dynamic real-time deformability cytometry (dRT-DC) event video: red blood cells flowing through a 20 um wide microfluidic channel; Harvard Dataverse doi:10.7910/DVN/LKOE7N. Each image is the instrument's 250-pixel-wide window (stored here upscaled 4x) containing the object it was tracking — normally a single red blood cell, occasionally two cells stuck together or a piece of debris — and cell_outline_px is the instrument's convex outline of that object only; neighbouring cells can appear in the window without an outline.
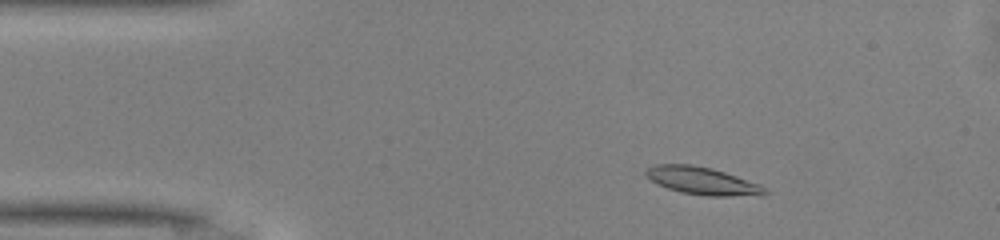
{"species": "common noctule bat (a hibernating species)", "species_latin": "Nyctalus noctula", "temperature_condition": "warm", "stored_images_in_passage": 46, "camera_frame_rate_fps": 3000, "um_per_image_px": 0.085, "animal": {"sex": "male", "body_mass_g": 13.0, "forearm_length_mm": 53.1}, "frame": {"image": 1, "passage_image": 5, "time_ms": 1.333, "image_size_px": [1000, 240], "cell_outline_px": [[768, 192], [764, 196], [708, 196], [680, 192], [668, 188], [652, 180], [644, 172], [648, 168], [656, 164], [692, 164], [712, 168], [760, 184]], "centroid_in_image_um": [59.75, 15.38], "position_along_channel_um": 25.2, "area_um2": 19.02}}
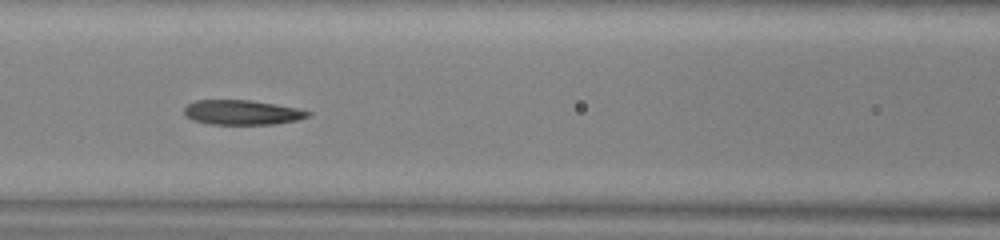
{"frame": {"image": 2, "passage_image": 18, "time_ms": 5.667, "image_size_px": [1000, 240], "cell_outline_px": [[312, 112], [308, 116], [296, 120], [276, 124], [212, 124], [192, 120], [184, 116], [184, 108], [188, 104], [196, 100], [252, 100], [296, 108]], "centroid_in_image_um": [20.54, 9.55], "position_along_channel_um": 146.1, "area_um2": 17.74}}
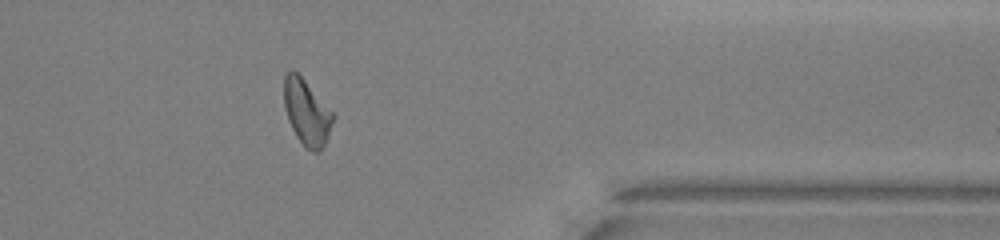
{"frame": {"image": 3, "passage_image": 37, "time_ms": 12.0, "image_size_px": [1000, 240], "cell_outline_px": [[336, 116], [328, 136], [320, 152], [312, 152], [304, 148], [296, 136], [288, 120], [284, 108], [284, 76], [292, 68], [304, 80]], "centroid_in_image_um": [26.06, 9.59], "position_along_channel_um": 385.3, "area_um2": 18.73}, "authors_computed_cell_mechanics": {"area_um2": 18.5538, "velocity_mm_per_s": 4.1305, "shape_relaxation_time_tau1_ms": 4.467, "shape_relaxation_time_tau2_ms": 3.0705, "deformation_change_tau1": 0.1406, "deformation_change_tau2": 0.1192}}